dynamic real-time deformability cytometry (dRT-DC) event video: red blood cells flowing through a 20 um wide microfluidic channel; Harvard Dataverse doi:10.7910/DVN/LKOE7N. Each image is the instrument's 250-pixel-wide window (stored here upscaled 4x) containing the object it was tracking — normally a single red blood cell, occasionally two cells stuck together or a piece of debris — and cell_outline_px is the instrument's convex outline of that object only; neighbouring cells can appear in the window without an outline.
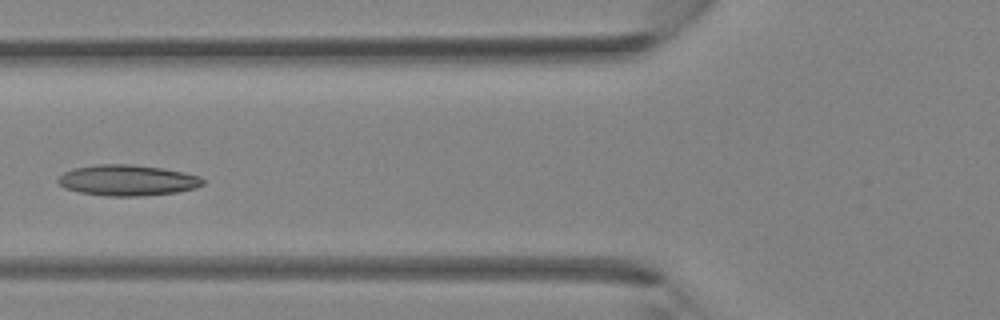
{"species": "Egyptian fruit bat (a non-hibernating species)", "species_latin": "Rousettus aegyptiacus", "temperature_condition": "room temperature", "stored_images_in_passage": 37, "camera_frame_rate_fps": 3000, "um_per_image_px": 0.085, "animal": {"sex": "female"}, "frame": {"image": 1, "passage_image": 14, "time_ms": 4.333, "image_size_px": [1000, 320], "cell_outline_px": [[204, 184], [196, 188], [176, 192], [140, 196], [104, 196], [80, 192], [64, 188], [56, 180], [64, 172], [72, 168], [96, 164], [132, 164], [164, 168], [184, 172], [200, 176], [204, 180]], "centroid_in_image_um": [10.83, 15.31], "position_along_channel_um": 115.0, "area_um2": 26.24}}
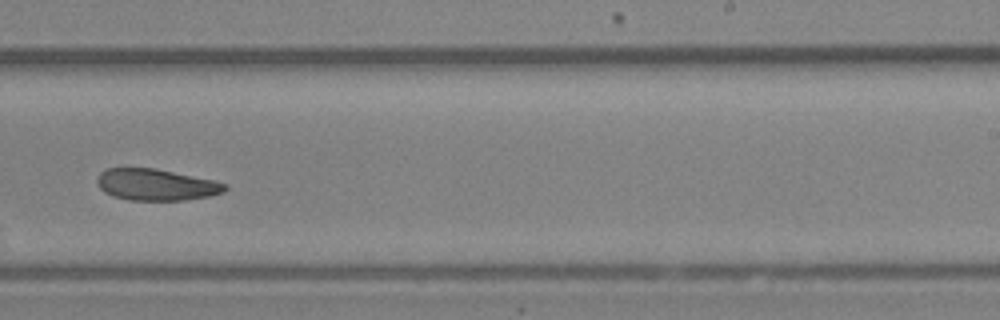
{"frame": {"image": 2, "passage_image": 23, "time_ms": 7.333, "image_size_px": [1000, 320], "cell_outline_px": [[228, 188], [224, 192], [208, 196], [184, 200], [128, 200], [112, 196], [104, 192], [100, 188], [96, 180], [100, 172], [108, 168], [156, 168], [212, 180], [228, 184]], "centroid_in_image_um": [13.25, 15.7], "position_along_channel_um": 275.7, "area_um2": 23.47}}
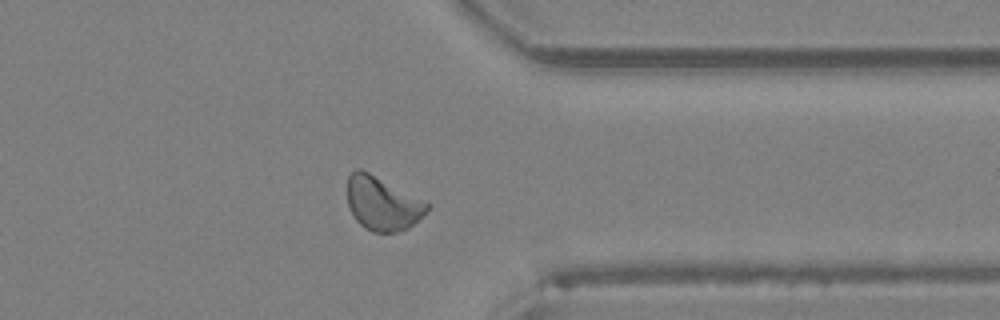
{"frame": {"image": 3, "passage_image": 29, "time_ms": 9.333, "image_size_px": [1000, 320], "cell_outline_px": [[432, 204], [408, 228], [400, 232], [372, 232], [364, 228], [356, 220], [348, 208], [348, 176], [356, 168], [360, 168]], "centroid_in_image_um": [32.48, 17.3], "position_along_channel_um": 378.9, "area_um2": 24.74}}